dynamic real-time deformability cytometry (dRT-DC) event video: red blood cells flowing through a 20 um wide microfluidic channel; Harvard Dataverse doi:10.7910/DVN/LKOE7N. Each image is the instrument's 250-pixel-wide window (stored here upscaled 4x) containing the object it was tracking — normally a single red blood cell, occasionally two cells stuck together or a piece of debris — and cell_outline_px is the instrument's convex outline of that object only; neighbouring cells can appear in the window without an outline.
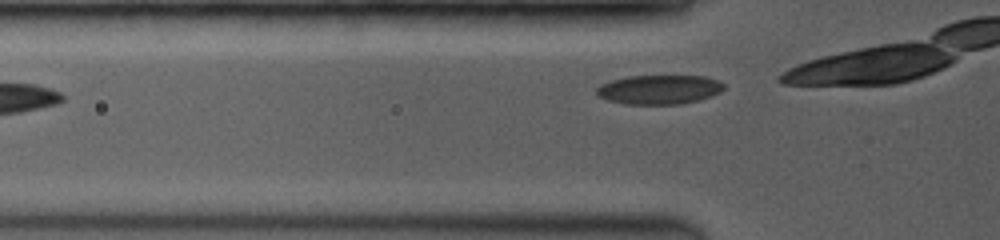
{"species": "common noctule bat (a hibernating species)", "species_latin": "Nyctalus noctula", "temperature_condition": "room temperature", "stored_images_in_passage": 5, "segment_of_instrument_passage": [2, 2], "camera_frame_rate_fps": 3500, "um_per_image_px": 0.085, "animal": {"sex": "female", "body_mass_g": 19.0, "forearm_length_mm": 53.3}, "frame": {"image": 1, "passage_image": 5, "time_ms": 4.0, "image_size_px": [1000, 240], "cell_outline_px": [[724, 88], [720, 92], [712, 96], [700, 100], [680, 104], [624, 104], [608, 100], [596, 96], [596, 88], [600, 84], [612, 80], [628, 76], [704, 76], [716, 80], [724, 84]], "centroid_in_image_um": [56.01, 7.62], "position_along_channel_um": 69.8, "area_um2": 21.79}}